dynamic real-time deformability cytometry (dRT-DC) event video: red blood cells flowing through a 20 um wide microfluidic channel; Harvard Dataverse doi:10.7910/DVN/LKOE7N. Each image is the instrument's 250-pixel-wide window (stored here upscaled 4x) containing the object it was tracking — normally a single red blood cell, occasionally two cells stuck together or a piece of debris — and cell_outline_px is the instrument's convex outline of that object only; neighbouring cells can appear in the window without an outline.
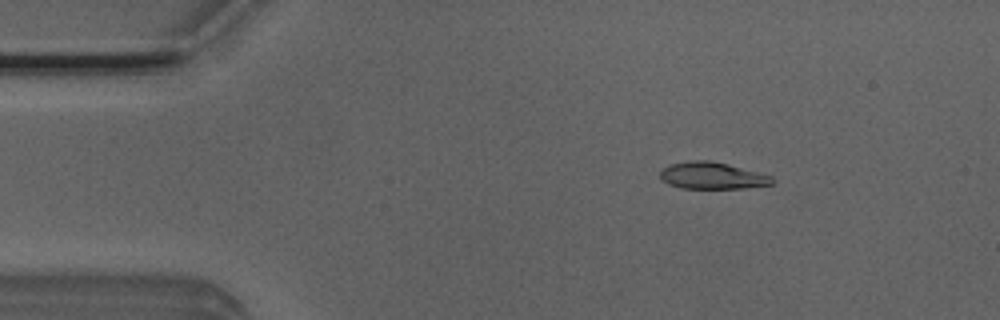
{"species": "Egyptian fruit bat (a non-hibernating species)", "species_latin": "Rousettus aegyptiacus", "temperature_condition": "room temperature", "stored_images_in_passage": 52, "camera_frame_rate_fps": 3000, "um_per_image_px": 0.085, "animal": {"sex": "male"}, "frame": {"image": 1, "passage_image": 8, "time_ms": 2.333, "image_size_px": [1000, 320], "cell_outline_px": [[776, 180], [772, 184], [744, 188], [680, 188], [668, 184], [660, 180], [660, 172], [664, 168], [672, 164], [692, 160], [708, 160], [728, 164], [772, 176]], "centroid_in_image_um": [60.53, 14.94], "position_along_channel_um": 24.5, "area_um2": 17.46}}
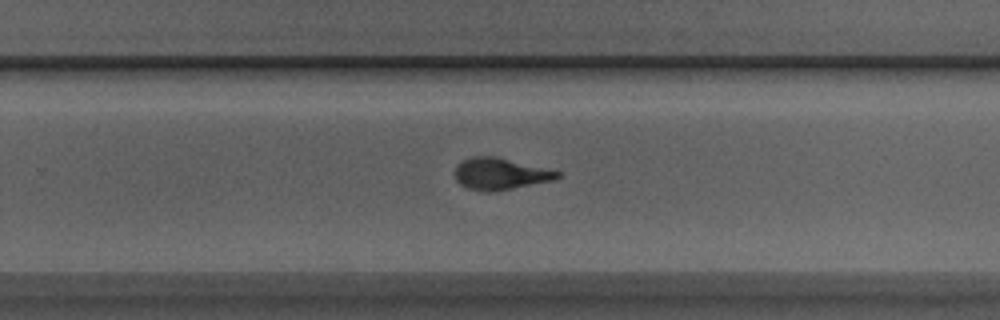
{"frame": {"image": 2, "passage_image": 33, "time_ms": 10.667, "image_size_px": [1000, 320], "cell_outline_px": [[560, 176], [556, 180], [512, 188], [468, 188], [460, 184], [456, 180], [456, 164], [464, 160], [476, 156], [496, 156], [560, 172]], "centroid_in_image_um": [42.55, 14.73], "position_along_channel_um": 287.2, "area_um2": 17.98}}
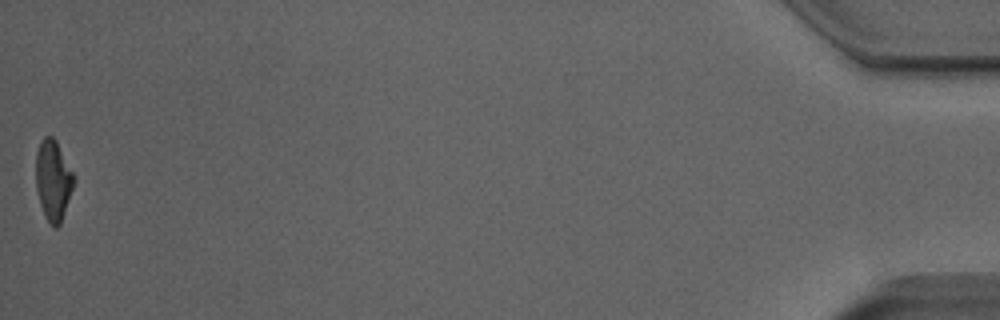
{"frame": {"image": 3, "passage_image": 52, "time_ms": 17.0, "image_size_px": [1000, 320], "cell_outline_px": [[76, 180], [60, 224], [56, 228], [48, 220], [40, 204], [36, 188], [36, 152], [40, 140], [44, 136], [52, 136], [56, 140], [76, 176]], "centroid_in_image_um": [4.53, 15.26], "position_along_channel_um": 430.7, "area_um2": 17.86}, "authors_computed_cell_mechanics": {"area_um2": 18.496, "velocity_mm_per_s": 3.934, "shape_relaxation_time_tau1_ms": 4.1311, "shape_relaxation_time_tau2_ms": 1.1821, "deformation_change_tau1": 0.1876, "deformation_change_tau2": 0.0774}}